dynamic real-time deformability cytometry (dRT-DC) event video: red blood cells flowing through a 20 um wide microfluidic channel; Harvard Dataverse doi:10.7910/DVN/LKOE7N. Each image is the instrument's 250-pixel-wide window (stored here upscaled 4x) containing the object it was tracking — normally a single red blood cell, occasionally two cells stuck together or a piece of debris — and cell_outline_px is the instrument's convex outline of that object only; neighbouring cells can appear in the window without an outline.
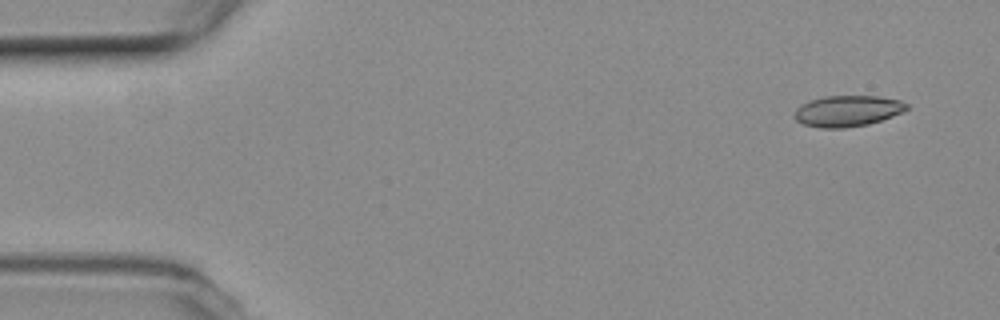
{"species": "common noctule bat (a hibernating species)", "species_latin": "Nyctalus noctula", "temperature_condition": "room temperature", "stored_images_in_passage": 6, "camera_frame_rate_fps": 3000, "um_per_image_px": 0.085, "animal": {"sex": "female", "body_mass_g": 19.3, "forearm_length_mm": 54.1}, "frame": {"image": 1, "passage_image": 1, "time_ms": 0.0, "image_size_px": [1000, 320], "cell_outline_px": [[908, 108], [904, 112], [868, 124], [844, 128], [820, 128], [804, 124], [796, 120], [792, 116], [796, 108], [800, 104], [808, 100], [824, 96], [880, 96], [900, 100], [908, 104]], "centroid_in_image_um": [72.01, 9.42], "position_along_channel_um": 13.0, "area_um2": 20.52}}
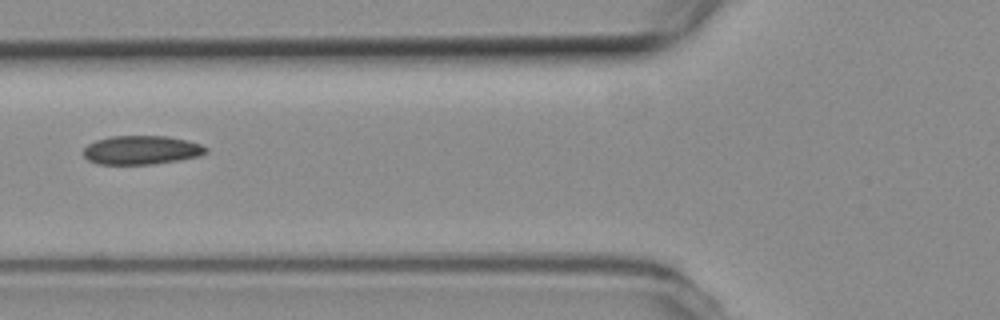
{"frame": {"image": 2, "passage_image": 5, "time_ms": 1.333, "image_size_px": [1000, 320], "cell_outline_px": [[208, 152], [200, 156], [180, 160], [152, 164], [96, 164], [88, 160], [84, 156], [84, 148], [88, 144], [96, 140], [112, 136], [168, 136], [188, 140], [200, 144], [208, 148]], "centroid_in_image_um": [12.05, 12.75], "position_along_channel_um": 113.8, "area_um2": 20.69}}
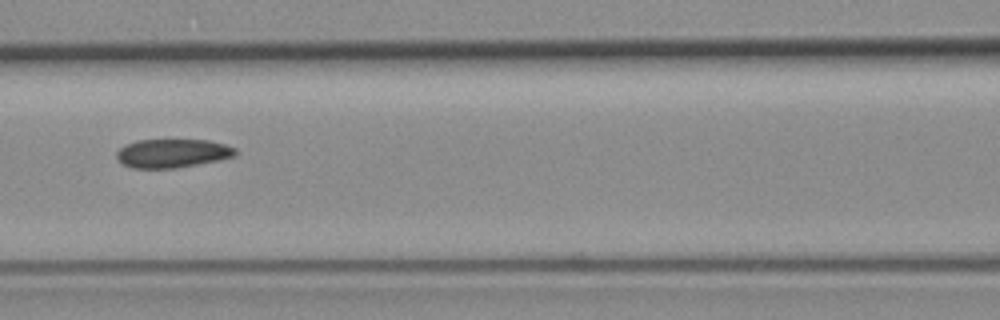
{"frame": {"image": 3, "passage_image": 6, "time_ms": 1.667, "image_size_px": [1000, 320], "cell_outline_px": [[236, 152], [232, 156], [216, 160], [176, 168], [132, 168], [124, 164], [116, 156], [116, 152], [120, 148], [136, 140], [208, 140], [224, 144], [236, 148]], "centroid_in_image_um": [14.63, 13.02], "position_along_channel_um": 152.0, "area_um2": 19.48}}